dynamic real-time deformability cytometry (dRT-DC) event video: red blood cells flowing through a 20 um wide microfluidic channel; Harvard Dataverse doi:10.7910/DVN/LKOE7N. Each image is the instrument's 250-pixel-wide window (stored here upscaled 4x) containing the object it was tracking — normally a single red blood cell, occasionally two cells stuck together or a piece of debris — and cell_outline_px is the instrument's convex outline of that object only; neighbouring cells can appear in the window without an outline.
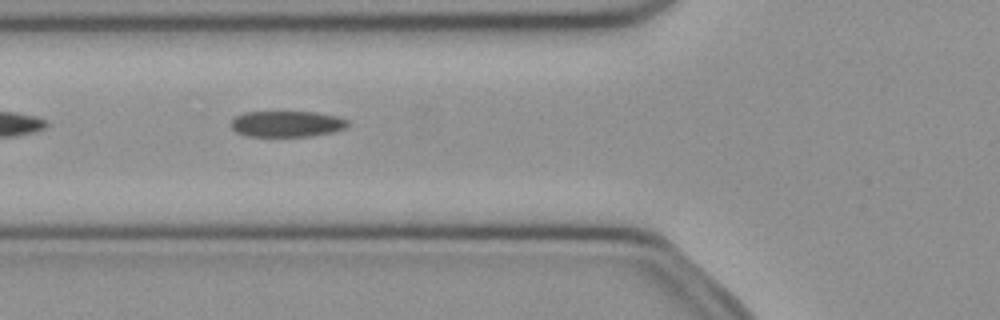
{"species": "common noctule bat (a hibernating species)", "species_latin": "Nyctalus noctula", "temperature_condition": "cold", "stored_images_in_passage": 36, "camera_frame_rate_fps": 3000, "um_per_image_px": 0.085, "animal": {"sex": "female", "body_mass_g": 21.9}, "frame": {"image": 1, "passage_image": 4, "time_ms": 1.0, "image_size_px": [1000, 320], "cell_outline_px": [[348, 124], [344, 128], [332, 132], [312, 136], [244, 136], [236, 132], [232, 128], [232, 120], [236, 116], [244, 112], [316, 112], [336, 116], [348, 120]], "centroid_in_image_um": [24.36, 10.53], "position_along_channel_um": 101.4, "area_um2": 17.63}}
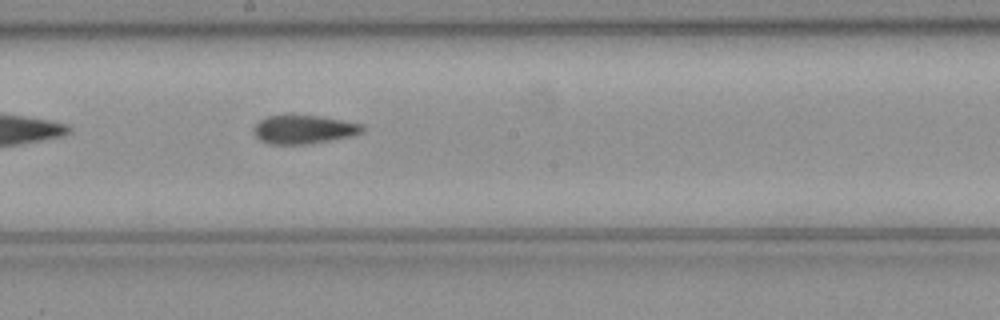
{"frame": {"image": 2, "passage_image": 13, "time_ms": 4.0, "image_size_px": [1000, 320], "cell_outline_px": [[364, 128], [360, 132], [352, 136], [308, 144], [268, 144], [260, 140], [252, 132], [252, 128], [260, 120], [268, 116], [320, 116], [364, 124]], "centroid_in_image_um": [25.8, 11.01], "position_along_channel_um": 222.4, "area_um2": 17.98}}
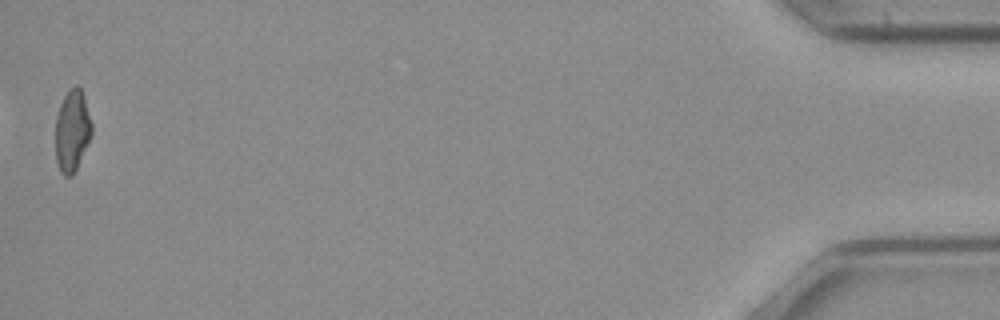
{"frame": {"image": 3, "passage_image": 36, "time_ms": 11.667, "image_size_px": [1000, 320], "cell_outline_px": [[92, 136], [72, 176], [64, 176], [60, 172], [56, 160], [56, 116], [60, 104], [68, 88], [76, 84], [80, 88], [92, 124]], "centroid_in_image_um": [6.12, 11.11], "position_along_channel_um": 429.1, "area_um2": 17.17}, "authors_computed_cell_mechanics": {"area_um2": 18.1203, "velocity_mm_per_s": 4.0055, "shape_relaxation_time_tau1_ms": null, "shape_relaxation_time_tau2_ms": 2.4651, "deformation_change_tau1": null, "deformation_change_tau2": 0.1057}}